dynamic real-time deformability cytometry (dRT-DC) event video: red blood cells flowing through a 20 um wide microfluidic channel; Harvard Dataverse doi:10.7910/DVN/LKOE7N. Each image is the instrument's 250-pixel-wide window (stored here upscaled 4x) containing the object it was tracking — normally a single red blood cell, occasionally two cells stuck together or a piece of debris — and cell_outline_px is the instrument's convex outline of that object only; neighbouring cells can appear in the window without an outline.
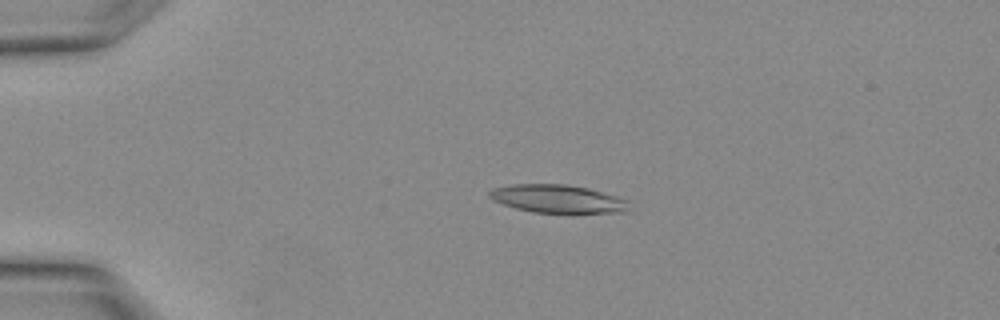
{"species": "Egyptian fruit bat (a non-hibernating species)", "species_latin": "Rousettus aegyptiacus", "temperature_condition": "warm", "stored_images_in_passage": 21, "camera_frame_rate_fps": 3000, "um_per_image_px": 0.085, "animal": {"sex": "female"}, "frame": {"image": 1, "passage_image": 7, "time_ms": 2.0, "image_size_px": [1000, 320], "cell_outline_px": [[632, 212], [576, 216], [572, 216], [532, 212], [516, 208], [492, 200], [488, 196], [488, 192], [492, 188], [512, 184], [564, 184], [588, 188], [616, 196], [628, 200]], "centroid_in_image_um": [47.52, 16.97], "position_along_channel_um": 37.5, "area_um2": 24.33}}
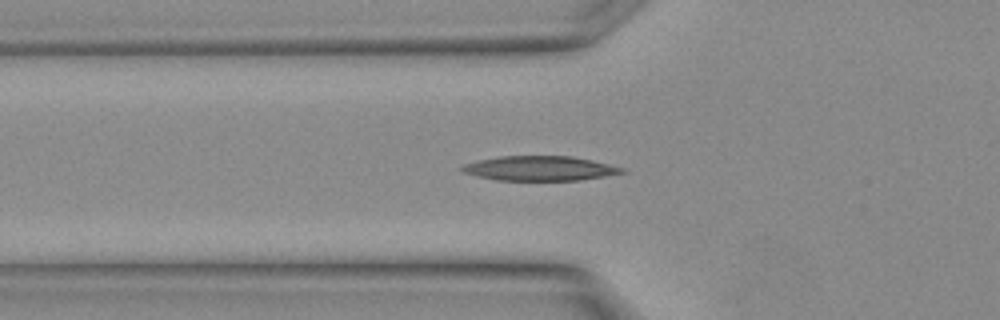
{"frame": {"image": 2, "passage_image": 11, "time_ms": 3.333, "image_size_px": [1000, 320], "cell_outline_px": [[624, 172], [604, 176], [580, 180], [496, 180], [464, 172], [460, 168], [464, 164], [476, 160], [500, 156], [572, 156], [592, 160], [624, 168]], "centroid_in_image_um": [45.86, 14.3], "position_along_channel_um": 79.9, "area_um2": 22.72}}
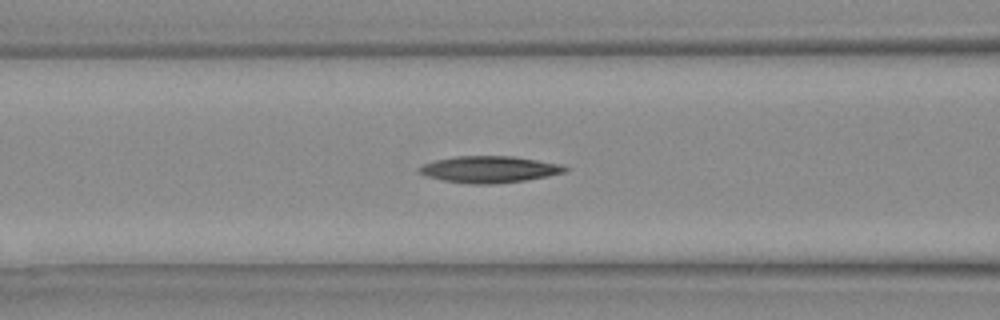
{"frame": {"image": 3, "passage_image": 13, "time_ms": 4.0, "image_size_px": [1000, 320], "cell_outline_px": [[568, 168], [564, 172], [548, 176], [524, 180], [492, 184], [472, 184], [444, 180], [428, 176], [420, 172], [416, 168], [424, 164], [436, 160], [456, 156], [512, 156], [560, 164]], "centroid_in_image_um": [41.58, 14.39], "position_along_channel_um": 125.0, "area_um2": 22.25}}